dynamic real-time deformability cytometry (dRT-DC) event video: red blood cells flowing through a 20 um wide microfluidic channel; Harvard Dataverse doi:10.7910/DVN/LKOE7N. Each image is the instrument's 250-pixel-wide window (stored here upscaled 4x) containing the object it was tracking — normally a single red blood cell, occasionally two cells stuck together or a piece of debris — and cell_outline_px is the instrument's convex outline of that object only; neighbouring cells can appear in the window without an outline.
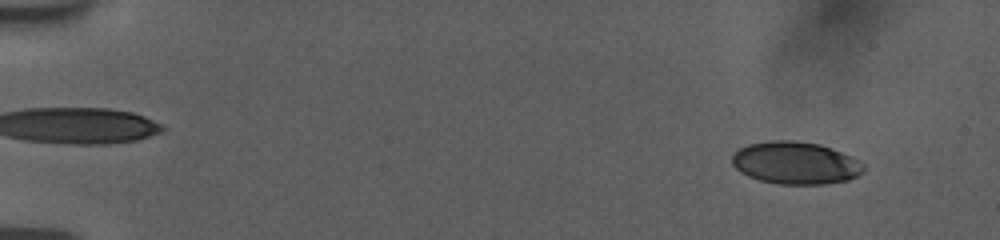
{"species": "human", "species_latin": "Homo sapiens", "temperature_condition": "room temperature", "stored_images_in_passage": 54, "camera_frame_rate_fps": 3000, "um_per_image_px": 0.085, "donor": {"sex": "female"}, "frame": {"image": 1, "passage_image": 3, "time_ms": 0.667, "image_size_px": [1000, 240], "cell_outline_px": [[864, 172], [848, 180], [824, 184], [780, 184], [760, 180], [748, 176], [740, 172], [732, 164], [732, 156], [740, 148], [748, 144], [772, 140], [796, 140], [820, 144], [832, 148], [864, 164]], "centroid_in_image_um": [67.6, 13.85], "position_along_channel_um": 17.4, "area_um2": 32.43}}
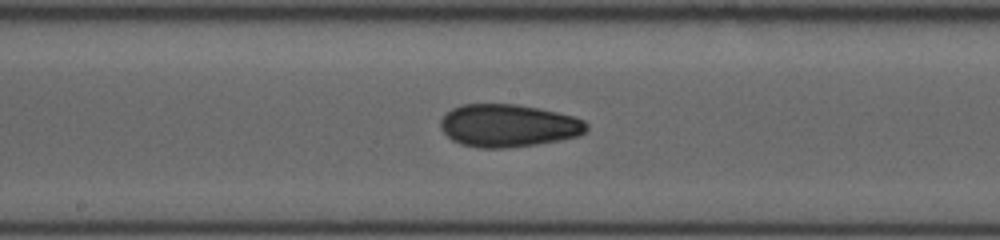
{"frame": {"image": 2, "passage_image": 29, "time_ms": 9.333, "image_size_px": [1000, 240], "cell_outline_px": [[588, 128], [580, 136], [560, 140], [536, 144], [508, 148], [480, 148], [460, 144], [452, 140], [440, 128], [440, 120], [452, 108], [464, 104], [516, 104], [540, 108], [576, 116], [584, 120], [588, 124]], "centroid_in_image_um": [43.23, 10.68], "position_along_channel_um": 205.0, "area_um2": 36.59}}
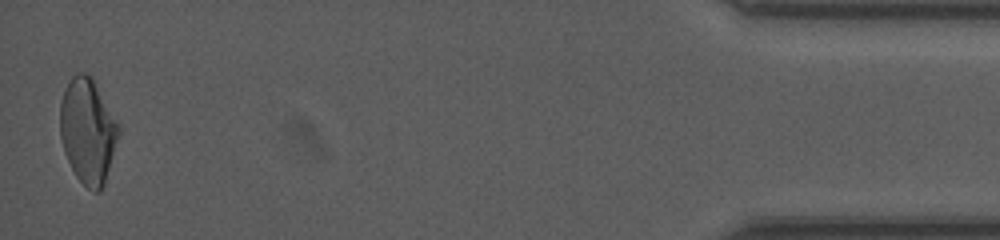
{"frame": {"image": 3, "passage_image": 53, "time_ms": 17.333, "image_size_px": [1000, 240], "cell_outline_px": [[120, 132], [104, 184], [100, 192], [92, 192], [76, 176], [64, 152], [60, 136], [60, 100], [72, 76], [76, 72], [84, 72], [92, 76], [120, 124]], "centroid_in_image_um": [7.47, 11.1], "position_along_channel_um": 427.7, "area_um2": 36.01}, "authors_computed_cell_mechanics": {"area_um2": 34.9401, "velocity_mm_per_s": 3.7575, "shape_relaxation_time_tau1_ms": null, "shape_relaxation_time_tau2_ms": 3.0108, "deformation_change_tau1": null, "deformation_change_tau2": 0.0831}}